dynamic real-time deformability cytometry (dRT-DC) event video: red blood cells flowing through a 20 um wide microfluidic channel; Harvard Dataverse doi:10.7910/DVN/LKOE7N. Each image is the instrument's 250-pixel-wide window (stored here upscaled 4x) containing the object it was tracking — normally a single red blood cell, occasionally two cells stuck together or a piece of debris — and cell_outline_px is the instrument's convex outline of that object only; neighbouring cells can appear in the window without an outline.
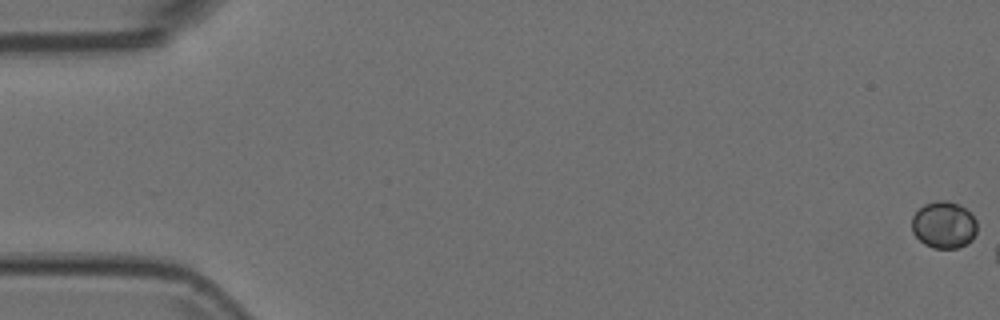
{"species": "Egyptian fruit bat (a non-hibernating species)", "species_latin": "Rousettus aegyptiacus", "temperature_condition": "room temperature", "stored_images_in_passage": 9, "camera_frame_rate_fps": 3000, "um_per_image_px": 0.085, "animal": {"sex": "female"}, "frame": {"image": 1, "passage_image": 1, "time_ms": 0.0, "image_size_px": [1000, 320], "cell_outline_px": [[976, 232], [972, 240], [956, 248], [932, 248], [924, 244], [912, 232], [912, 216], [924, 204], [936, 200], [948, 200], [960, 204], [976, 220]], "centroid_in_image_um": [80.21, 19.1], "position_along_channel_um": 4.8, "area_um2": 17.8}}